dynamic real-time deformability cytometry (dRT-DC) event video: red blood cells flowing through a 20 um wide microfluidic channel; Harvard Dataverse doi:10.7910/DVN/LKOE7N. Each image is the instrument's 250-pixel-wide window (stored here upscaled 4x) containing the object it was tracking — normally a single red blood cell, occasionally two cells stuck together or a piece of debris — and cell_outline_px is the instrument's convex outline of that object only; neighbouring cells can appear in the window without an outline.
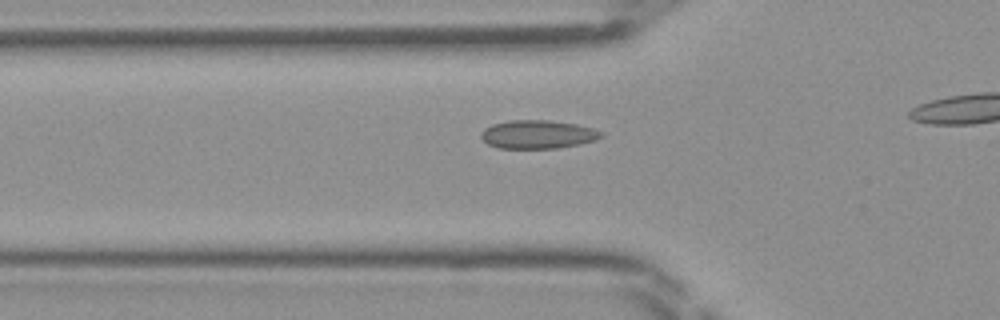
{"species": "Egyptian fruit bat (a non-hibernating species)", "species_latin": "Rousettus aegyptiacus", "temperature_condition": "room temperature", "stored_images_in_passage": 17, "camera_frame_rate_fps": 3000, "um_per_image_px": 0.085, "frame": {"image": 1, "passage_image": 12, "time_ms": 3.667, "image_size_px": [1000, 320], "cell_outline_px": [[604, 136], [596, 140], [580, 144], [560, 148], [496, 148], [488, 144], [480, 136], [480, 132], [484, 128], [492, 124], [508, 120], [548, 120], [576, 124], [596, 128], [604, 132]], "centroid_in_image_um": [45.74, 11.42], "position_along_channel_um": 80.1, "area_um2": 20.23}}
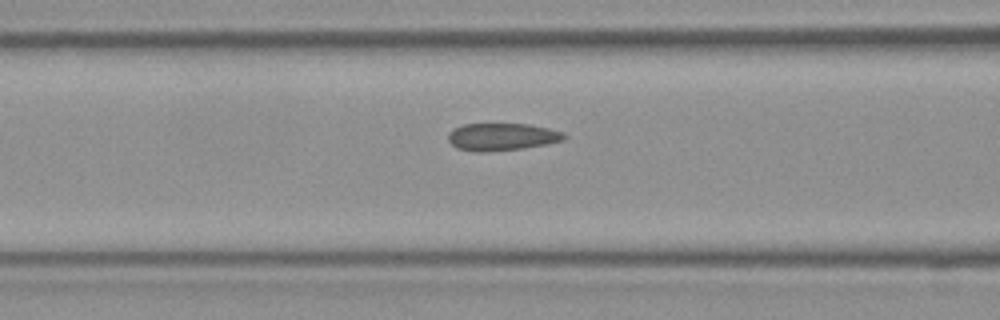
{"frame": {"image": 2, "passage_image": 15, "time_ms": 4.667, "image_size_px": [1000, 320], "cell_outline_px": [[568, 136], [564, 140], [548, 144], [524, 148], [484, 152], [472, 152], [456, 148], [448, 140], [448, 132], [464, 124], [528, 124], [548, 128], [564, 132]], "centroid_in_image_um": [42.68, 11.64], "position_along_channel_um": 123.9, "area_um2": 18.67}}